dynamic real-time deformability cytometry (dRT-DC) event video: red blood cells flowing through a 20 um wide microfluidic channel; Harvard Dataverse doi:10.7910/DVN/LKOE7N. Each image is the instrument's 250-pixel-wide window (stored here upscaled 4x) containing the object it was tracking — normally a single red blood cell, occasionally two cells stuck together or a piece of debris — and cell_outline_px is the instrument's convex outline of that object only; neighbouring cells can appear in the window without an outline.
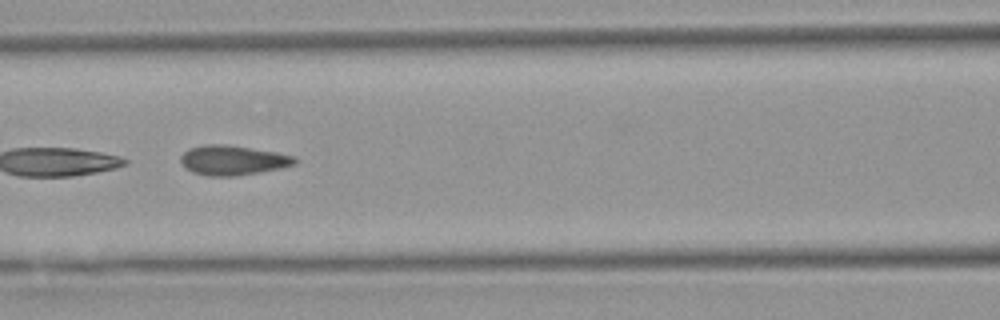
{"species": "Egyptian fruit bat (a non-hibernating species)", "species_latin": "Rousettus aegyptiacus", "temperature_condition": "warm", "stored_images_in_passage": 15, "segment_of_instrument_passage": [2, 2], "camera_frame_rate_fps": 3000, "um_per_image_px": 0.085, "animal": {"sex": "female"}, "frame": {"image": 1, "passage_image": 11, "time_ms": 3.333, "image_size_px": [1000, 320], "cell_outline_px": [[296, 164], [280, 168], [260, 172], [236, 176], [208, 176], [192, 172], [184, 168], [180, 160], [180, 156], [188, 148], [204, 144], [228, 144], [276, 152], [292, 156], [296, 160]], "centroid_in_image_um": [19.73, 13.61], "position_along_channel_um": 146.9, "area_um2": 19.88}}